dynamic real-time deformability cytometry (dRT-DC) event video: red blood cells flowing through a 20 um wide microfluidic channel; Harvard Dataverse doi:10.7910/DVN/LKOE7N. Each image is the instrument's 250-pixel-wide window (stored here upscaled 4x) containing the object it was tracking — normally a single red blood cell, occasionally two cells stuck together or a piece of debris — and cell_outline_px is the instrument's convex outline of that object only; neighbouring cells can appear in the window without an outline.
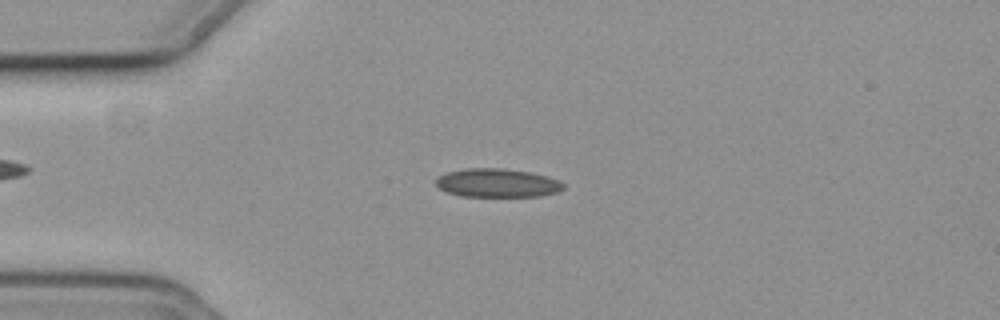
{"species": "common noctule bat (a hibernating species)", "species_latin": "Nyctalus noctula", "temperature_condition": "cold", "stored_images_in_passage": 54, "camera_frame_rate_fps": 3000, "um_per_image_px": 0.085, "animal": {"sex": "female", "body_mass_g": 19.3, "forearm_length_mm": 54.1}, "frame": {"image": 1, "passage_image": 12, "time_ms": 3.667, "image_size_px": [1000, 320], "cell_outline_px": [[564, 188], [556, 192], [540, 196], [460, 196], [448, 192], [440, 188], [436, 184], [436, 180], [440, 176], [448, 172], [464, 168], [504, 168], [528, 172], [548, 176], [560, 180], [564, 184]], "centroid_in_image_um": [42.29, 15.54], "position_along_channel_um": 42.7, "area_um2": 21.15}}
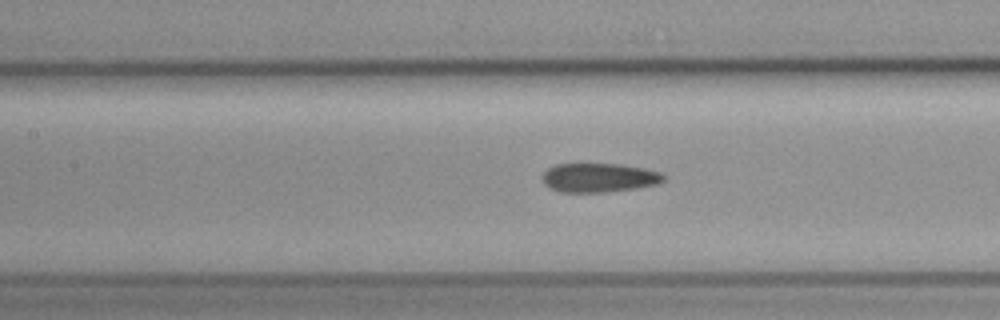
{"frame": {"image": 2, "passage_image": 23, "time_ms": 7.333, "image_size_px": [1000, 320], "cell_outline_px": [[668, 176], [664, 180], [656, 184], [636, 188], [604, 192], [560, 192], [548, 188], [544, 184], [540, 176], [548, 168], [556, 164], [580, 160], [584, 160], [620, 164], [644, 168], [660, 172]], "centroid_in_image_um": [50.84, 15.04], "position_along_channel_um": 156.6, "area_um2": 21.68}}
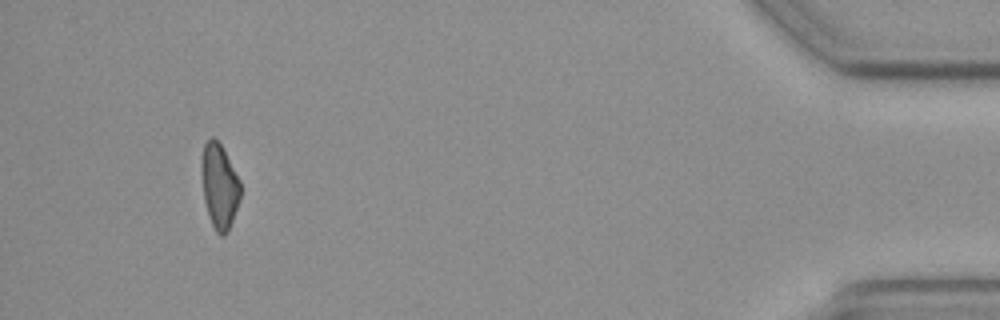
{"frame": {"image": 3, "passage_image": 50, "time_ms": 16.333, "image_size_px": [1000, 320], "cell_outline_px": [[240, 200], [228, 232], [224, 236], [220, 236], [216, 232], [208, 216], [204, 200], [200, 172], [200, 160], [204, 144], [212, 136], [220, 144], [240, 180]], "centroid_in_image_um": [18.62, 15.84], "position_along_channel_um": 416.6, "area_um2": 19.42}, "authors_computed_cell_mechanics": {"area_um2": 20.7502, "velocity_mm_per_s": 3.7246, "shape_relaxation_time_tau1_ms": null, "shape_relaxation_time_tau2_ms": 9.119, "deformation_change_tau1": null, "deformation_change_tau2": 0.146}}